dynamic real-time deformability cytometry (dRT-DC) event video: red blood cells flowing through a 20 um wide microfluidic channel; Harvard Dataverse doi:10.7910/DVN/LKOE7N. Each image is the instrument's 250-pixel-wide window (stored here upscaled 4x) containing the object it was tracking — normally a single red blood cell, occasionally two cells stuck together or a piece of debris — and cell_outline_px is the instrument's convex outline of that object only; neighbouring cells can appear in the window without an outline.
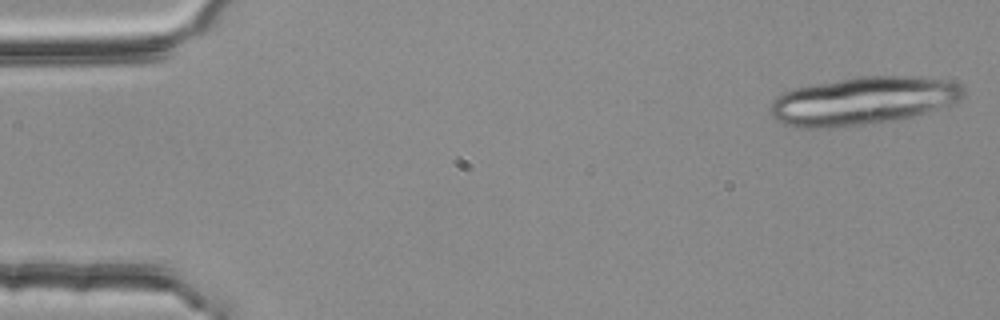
{"species": "common noctule bat (a hibernating species)", "species_latin": "Nyctalus noctula", "temperature_condition": "room temperature", "stored_images_in_passage": 4, "camera_frame_rate_fps": 3000, "um_per_image_px": 0.085, "animal": {"sex": "female", "body_mass_g": 25.1}, "frame": {"image": 1, "passage_image": 4, "time_ms": 1.0, "image_size_px": [1000, 320], "cell_outline_px": [[964, 92], [956, 100], [940, 108], [900, 120], [832, 128], [796, 128], [784, 124], [776, 120], [772, 116], [772, 100], [776, 96], [792, 88], [812, 84], [860, 76], [912, 76], [952, 80], [960, 84], [964, 88]], "centroid_in_image_um": [73.32, 8.57], "position_along_channel_um": 11.7, "area_um2": 54.16}}